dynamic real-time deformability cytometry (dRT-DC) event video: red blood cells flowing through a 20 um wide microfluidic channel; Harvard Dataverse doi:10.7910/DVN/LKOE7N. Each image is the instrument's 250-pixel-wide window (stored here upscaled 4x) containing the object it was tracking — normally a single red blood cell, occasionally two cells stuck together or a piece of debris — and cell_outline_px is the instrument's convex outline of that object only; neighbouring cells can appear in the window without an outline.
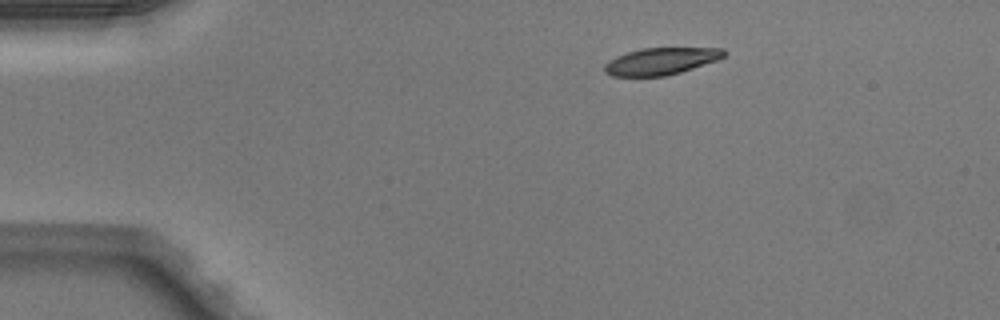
{"species": "Egyptian fruit bat (a non-hibernating species)", "species_latin": "Rousettus aegyptiacus", "temperature_condition": "warm", "stored_images_in_passage": 42, "camera_frame_rate_fps": 3000, "um_per_image_px": 0.085, "animal": {"sex": "male"}, "frame": {"image": 1, "passage_image": 1, "time_ms": 0.0, "image_size_px": [1000, 320], "cell_outline_px": [[728, 52], [724, 56], [716, 60], [680, 72], [664, 76], [612, 76], [604, 72], [604, 64], [608, 60], [616, 56], [640, 48], [724, 48]], "centroid_in_image_um": [56.15, 5.19], "position_along_channel_um": 28.8, "area_um2": 18.73}}
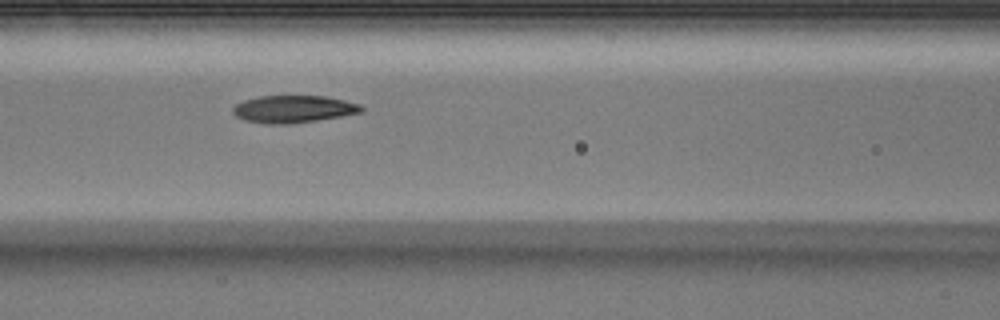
{"frame": {"image": 2, "passage_image": 14, "time_ms": 4.333, "image_size_px": [1000, 320], "cell_outline_px": [[364, 112], [316, 120], [284, 124], [272, 124], [244, 120], [236, 116], [232, 112], [232, 108], [236, 104], [244, 100], [260, 96], [324, 96], [344, 100], [360, 104], [364, 108]], "centroid_in_image_um": [24.94, 9.26], "position_along_channel_um": 141.7, "area_um2": 20.29}}
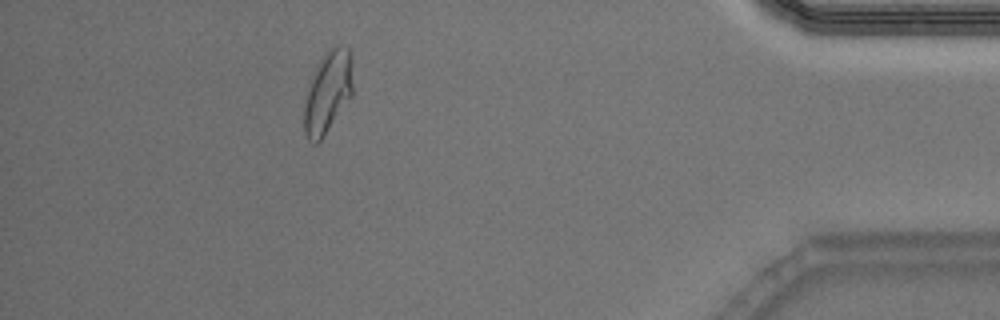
{"frame": {"image": 3, "passage_image": 37, "time_ms": 12.0, "image_size_px": [1000, 320], "cell_outline_px": [[352, 96], [324, 136], [316, 144], [308, 140], [304, 132], [304, 104], [316, 64], [336, 44], [340, 44], [348, 48], [352, 56]], "centroid_in_image_um": [27.88, 7.84], "position_along_channel_um": 407.3, "area_um2": 23.18}, "authors_computed_cell_mechanics": {"area_um2": 20.808, "velocity_mm_per_s": 4.0782, "shape_relaxation_time_tau1_ms": null, "shape_relaxation_time_tau2_ms": 1.7787, "deformation_change_tau1": null, "deformation_change_tau2": 0.0871}}